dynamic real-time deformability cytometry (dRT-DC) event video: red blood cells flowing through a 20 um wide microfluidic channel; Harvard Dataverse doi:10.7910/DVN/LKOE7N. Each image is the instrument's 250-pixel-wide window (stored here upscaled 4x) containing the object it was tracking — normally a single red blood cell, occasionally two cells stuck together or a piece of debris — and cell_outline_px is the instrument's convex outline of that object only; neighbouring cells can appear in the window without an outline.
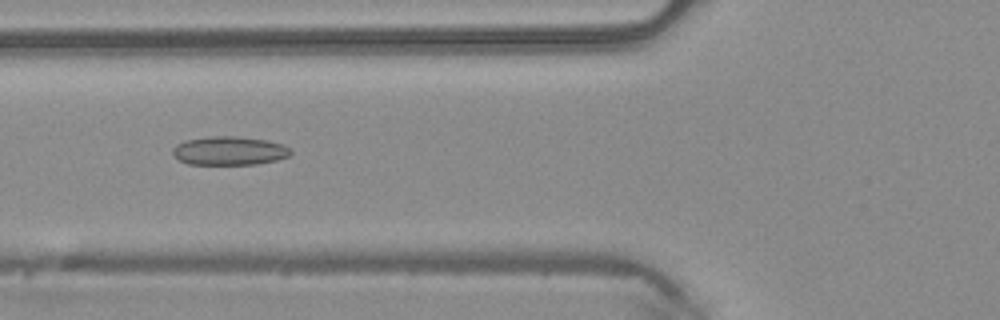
{"species": "common noctule bat (a hibernating species)", "species_latin": "Nyctalus noctula", "temperature_condition": "warm", "stored_images_in_passage": 9, "camera_frame_rate_fps": 3000, "um_per_image_px": 0.085, "animal": {"sex": "male", "body_mass_g": 20.4}, "frame": {"image": 1, "passage_image": 3, "time_ms": 0.667, "image_size_px": [1000, 320], "cell_outline_px": [[292, 152], [288, 156], [276, 160], [256, 164], [188, 164], [172, 156], [172, 148], [176, 144], [184, 140], [208, 136], [236, 136], [268, 140], [284, 144], [292, 148]], "centroid_in_image_um": [19.49, 12.8], "position_along_channel_um": 106.3, "area_um2": 20.0}}
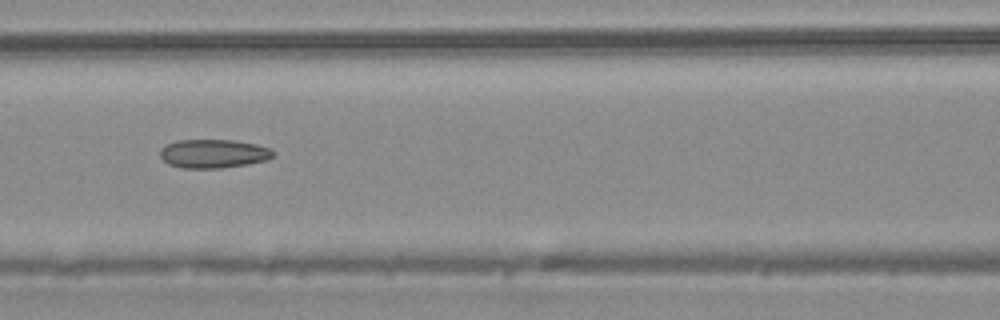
{"frame": {"image": 2, "passage_image": 6, "time_ms": 1.667, "image_size_px": [1000, 320], "cell_outline_px": [[276, 152], [272, 156], [264, 160], [248, 164], [220, 168], [180, 168], [168, 164], [160, 156], [160, 148], [164, 144], [176, 140], [232, 140], [256, 144], [268, 148]], "centroid_in_image_um": [18.08, 13.05], "position_along_channel_um": 148.5, "area_um2": 18.96}}